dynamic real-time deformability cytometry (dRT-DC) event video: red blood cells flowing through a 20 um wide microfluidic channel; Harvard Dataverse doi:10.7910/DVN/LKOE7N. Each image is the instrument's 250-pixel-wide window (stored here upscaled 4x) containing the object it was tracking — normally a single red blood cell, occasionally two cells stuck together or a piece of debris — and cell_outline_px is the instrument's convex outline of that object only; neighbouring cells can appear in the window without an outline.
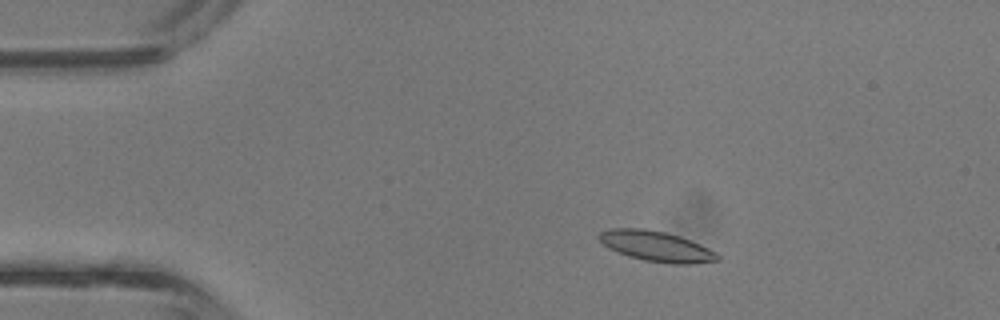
{"species": "common noctule bat (a hibernating species)", "species_latin": "Nyctalus noctula", "temperature_condition": "room temperature", "stored_images_in_passage": 4, "camera_frame_rate_fps": 3000, "um_per_image_px": 0.085, "animal": {"sex": "male", "body_mass_g": 13.3}, "frame": {"image": 1, "passage_image": 1, "time_ms": 0.0, "image_size_px": [1000, 320], "cell_outline_px": [[720, 260], [692, 264], [668, 264], [644, 260], [628, 256], [608, 248], [596, 236], [600, 232], [608, 228], [644, 228], [664, 232], [680, 236], [700, 244], [716, 252], [720, 256]], "centroid_in_image_um": [55.78, 20.93], "position_along_channel_um": 29.2, "area_um2": 21.1}}